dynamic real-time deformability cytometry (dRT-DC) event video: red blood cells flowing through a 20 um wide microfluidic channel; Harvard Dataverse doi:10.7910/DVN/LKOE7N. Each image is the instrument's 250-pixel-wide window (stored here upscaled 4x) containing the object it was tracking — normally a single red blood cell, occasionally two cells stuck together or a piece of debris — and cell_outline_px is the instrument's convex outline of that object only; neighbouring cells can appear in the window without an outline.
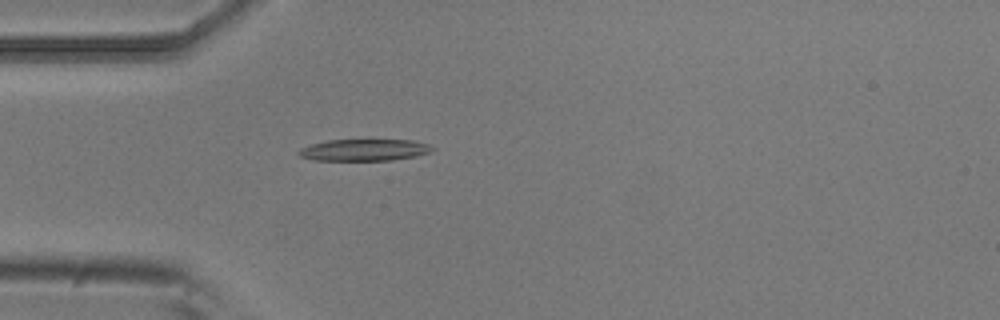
{"species": "common noctule bat (a hibernating species)", "species_latin": "Nyctalus noctula", "temperature_condition": "room temperature", "stored_images_in_passage": 4, "camera_frame_rate_fps": 3000, "um_per_image_px": 0.085, "animal": {"sex": "male", "body_mass_g": 20.5, "forearm_length_mm": 52.5}, "frame": {"image": 1, "passage_image": 4, "time_ms": 1.0, "image_size_px": [1000, 320], "cell_outline_px": [[436, 148], [428, 152], [416, 156], [392, 160], [312, 160], [300, 156], [296, 152], [300, 148], [312, 144], [328, 140], [412, 140], [428, 144]], "centroid_in_image_um": [30.94, 12.75], "position_along_channel_um": 54.1, "area_um2": 16.82}}